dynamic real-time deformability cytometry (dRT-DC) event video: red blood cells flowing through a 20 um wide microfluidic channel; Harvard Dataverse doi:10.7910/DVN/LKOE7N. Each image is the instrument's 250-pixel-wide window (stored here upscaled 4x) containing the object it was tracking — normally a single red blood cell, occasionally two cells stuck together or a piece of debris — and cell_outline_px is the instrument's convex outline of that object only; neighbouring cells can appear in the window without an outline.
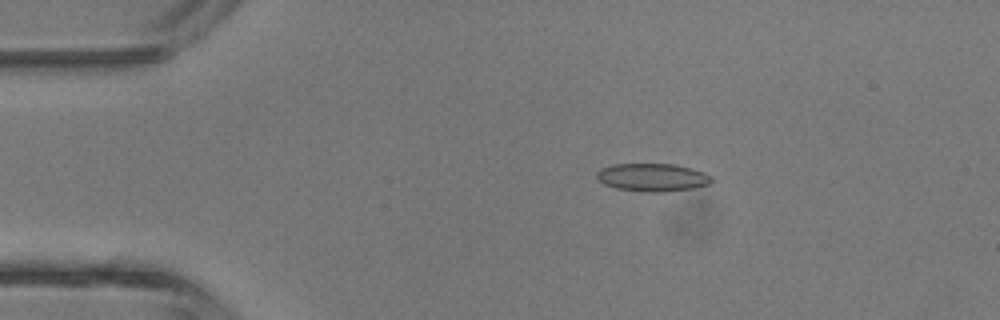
{"species": "common noctule bat (a hibernating species)", "species_latin": "Nyctalus noctula", "temperature_condition": "room temperature", "stored_images_in_passage": 3, "camera_frame_rate_fps": 3000, "um_per_image_px": 0.085, "animal": {"sex": "male", "body_mass_g": 13.3}, "frame": {"image": 1, "passage_image": 3, "time_ms": 2.333, "image_size_px": [1000, 320], "cell_outline_px": [[712, 180], [708, 184], [692, 188], [664, 192], [644, 192], [616, 188], [604, 184], [596, 180], [596, 172], [600, 168], [612, 164], [676, 164], [692, 168], [704, 172], [712, 176]], "centroid_in_image_um": [55.42, 15.07], "position_along_channel_um": 29.6, "area_um2": 18.9}}